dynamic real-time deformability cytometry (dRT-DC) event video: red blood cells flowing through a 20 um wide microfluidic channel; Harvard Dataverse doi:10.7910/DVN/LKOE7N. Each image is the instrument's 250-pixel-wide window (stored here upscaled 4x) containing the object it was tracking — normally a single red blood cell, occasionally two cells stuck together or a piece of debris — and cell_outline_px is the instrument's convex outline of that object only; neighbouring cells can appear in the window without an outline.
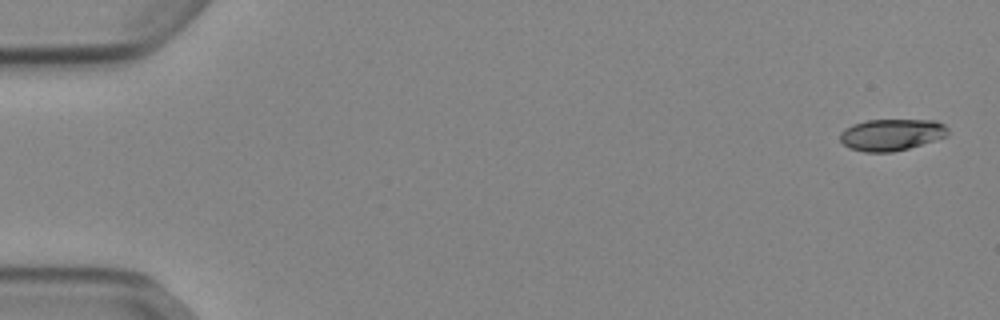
{"species": "Egyptian fruit bat (a non-hibernating species)", "species_latin": "Rousettus aegyptiacus", "temperature_condition": "cold", "stored_images_in_passage": 52, "camera_frame_rate_fps": 3000, "um_per_image_px": 0.085, "animal": {"sex": "female"}, "frame": {"image": 1, "passage_image": 1, "time_ms": 0.0, "image_size_px": [1000, 320], "cell_outline_px": [[948, 136], [908, 148], [892, 152], [864, 152], [848, 148], [840, 140], [840, 132], [844, 128], [852, 124], [868, 120], [936, 120], [944, 124], [948, 128]], "centroid_in_image_um": [75.76, 11.44], "position_along_channel_um": 9.2, "area_um2": 20.0}}
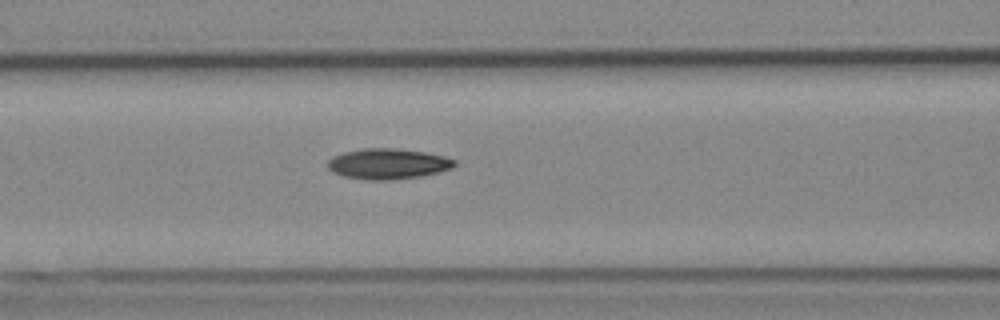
{"frame": {"image": 2, "passage_image": 22, "time_ms": 7.0, "image_size_px": [1000, 320], "cell_outline_px": [[456, 164], [452, 168], [420, 176], [392, 180], [368, 180], [344, 176], [332, 172], [328, 168], [328, 160], [332, 156], [344, 152], [364, 148], [396, 148], [424, 152], [444, 156], [456, 160]], "centroid_in_image_um": [32.95, 13.92], "position_along_channel_um": 133.6, "area_um2": 22.54}}
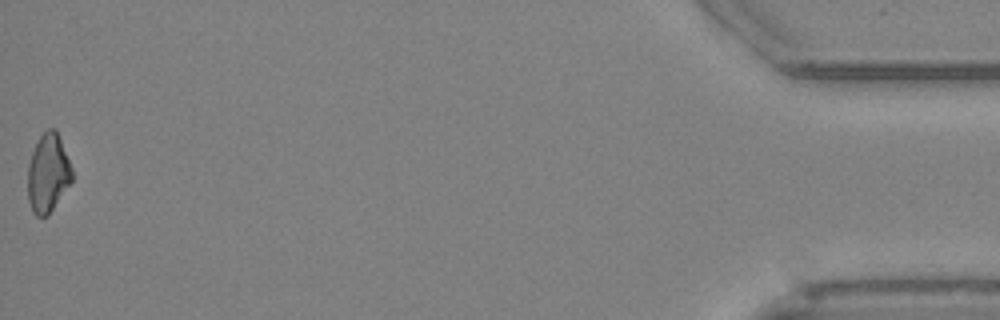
{"frame": {"image": 3, "passage_image": 52, "time_ms": 17.0, "image_size_px": [1000, 320], "cell_outline_px": [[72, 180], [48, 216], [36, 216], [32, 212], [28, 200], [28, 164], [32, 152], [40, 136], [48, 128], [56, 128], [72, 168]], "centroid_in_image_um": [4.07, 14.72], "position_along_channel_um": 431.1, "area_um2": 20.17}, "authors_computed_cell_mechanics": {"area_um2": 20.8369, "velocity_mm_per_s": 3.8975, "shape_relaxation_time_tau1_ms": 5.3861, "shape_relaxation_time_tau2_ms": 7.6448, "deformation_change_tau1": 0.1321, "deformation_change_tau2": 0.1567}}